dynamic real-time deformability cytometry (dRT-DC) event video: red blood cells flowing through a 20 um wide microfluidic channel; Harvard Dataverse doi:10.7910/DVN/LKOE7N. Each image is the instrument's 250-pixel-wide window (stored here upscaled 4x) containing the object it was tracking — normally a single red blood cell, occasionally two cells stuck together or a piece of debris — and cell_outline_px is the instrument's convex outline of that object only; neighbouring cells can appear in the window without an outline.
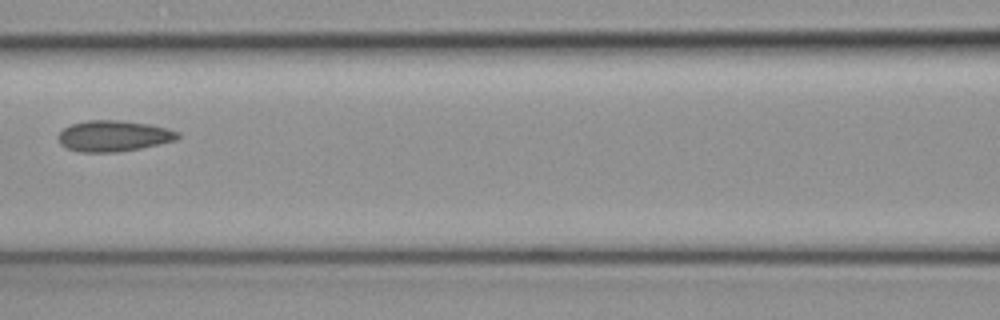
{"species": "common noctule bat (a hibernating species)", "species_latin": "Nyctalus noctula", "temperature_condition": "cold", "stored_images_in_passage": 8, "camera_frame_rate_fps": 3000, "um_per_image_px": 0.085, "animal": {"sex": "female", "body_mass_g": 19.3, "forearm_length_mm": 54.1}, "frame": {"image": 1, "passage_image": 8, "time_ms": 2.333, "image_size_px": [1000, 320], "cell_outline_px": [[180, 136], [176, 140], [160, 144], [140, 148], [116, 152], [80, 152], [68, 148], [60, 144], [56, 136], [64, 128], [72, 124], [88, 120], [120, 120], [148, 124], [168, 128], [180, 132]], "centroid_in_image_um": [9.66, 11.55], "position_along_channel_um": 156.9, "area_um2": 21.62}}